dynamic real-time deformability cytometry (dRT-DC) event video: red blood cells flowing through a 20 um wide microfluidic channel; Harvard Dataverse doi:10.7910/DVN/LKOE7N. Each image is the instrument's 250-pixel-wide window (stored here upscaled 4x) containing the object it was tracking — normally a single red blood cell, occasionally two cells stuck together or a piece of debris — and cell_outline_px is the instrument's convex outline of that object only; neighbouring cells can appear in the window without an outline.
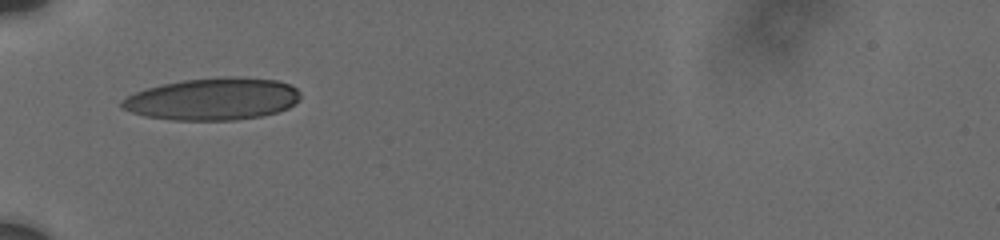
{"species": "human", "species_latin": "Homo sapiens", "temperature_condition": "cold", "stored_images_in_passage": 2, "camera_frame_rate_fps": 3000, "um_per_image_px": 0.085, "donor": {"sex": "male"}, "frame": {"image": 1, "passage_image": 1, "time_ms": 0.0, "image_size_px": [1000, 240], "cell_outline_px": [[300, 100], [288, 108], [276, 112], [260, 116], [236, 120], [172, 120], [144, 116], [120, 108], [120, 100], [136, 92], [148, 88], [164, 84], [184, 80], [228, 76], [232, 76], [276, 80], [288, 84], [296, 88], [300, 92]], "centroid_in_image_um": [18.08, 8.42], "position_along_channel_um": 66.9, "area_um2": 43.81}}